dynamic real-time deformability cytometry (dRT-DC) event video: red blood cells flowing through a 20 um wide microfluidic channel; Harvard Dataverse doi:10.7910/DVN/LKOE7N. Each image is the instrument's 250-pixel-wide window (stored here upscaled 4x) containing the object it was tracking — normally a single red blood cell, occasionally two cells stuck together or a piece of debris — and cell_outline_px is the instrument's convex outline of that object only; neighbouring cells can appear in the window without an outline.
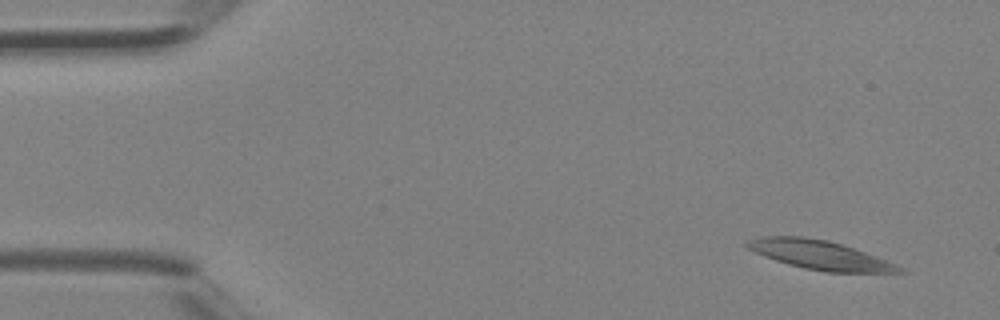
{"species": "Egyptian fruit bat (a non-hibernating species)", "species_latin": "Rousettus aegyptiacus", "temperature_condition": "room temperature", "stored_images_in_passage": 4, "camera_frame_rate_fps": 3000, "um_per_image_px": 0.085, "animal": {"sex": "female"}, "frame": {"image": 1, "passage_image": 1, "time_ms": 0.0, "image_size_px": [1000, 320], "cell_outline_px": [[908, 272], [824, 272], [804, 268], [788, 264], [764, 256], [748, 248], [744, 244], [748, 240], [760, 236], [804, 236], [828, 240], [864, 252], [896, 264], [904, 268]], "centroid_in_image_um": [69.66, 21.66], "position_along_channel_um": 15.3, "area_um2": 25.43}}
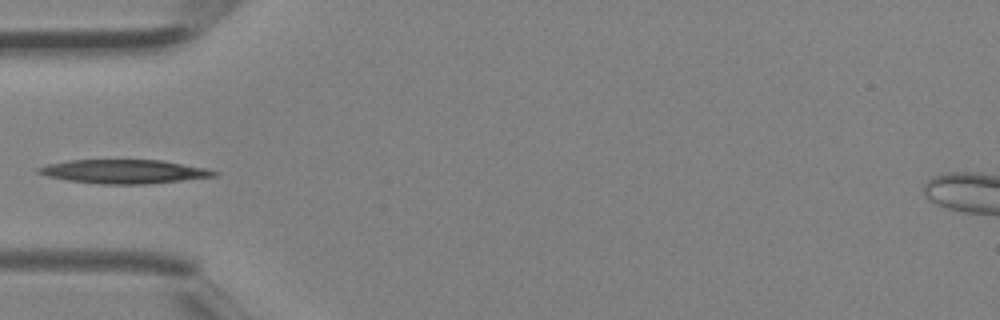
{"frame": {"image": 2, "passage_image": 4, "time_ms": 1.0, "image_size_px": [1000, 320], "cell_outline_px": [[220, 172], [216, 176], [148, 184], [100, 184], [68, 180], [48, 176], [36, 172], [36, 168], [48, 164], [68, 160], [164, 160], [208, 168]], "centroid_in_image_um": [10.58, 14.57], "position_along_channel_um": 74.4, "area_um2": 24.51}}